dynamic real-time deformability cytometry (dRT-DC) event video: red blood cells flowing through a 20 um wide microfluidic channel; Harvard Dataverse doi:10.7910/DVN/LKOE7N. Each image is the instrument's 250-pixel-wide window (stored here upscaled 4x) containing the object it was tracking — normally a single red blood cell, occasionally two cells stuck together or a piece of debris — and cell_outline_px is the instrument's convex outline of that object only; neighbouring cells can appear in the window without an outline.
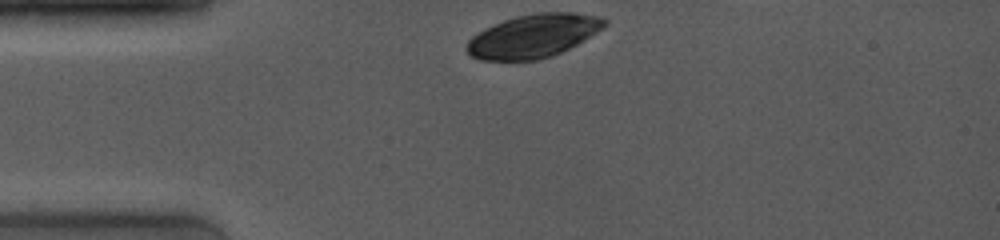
{"species": "common noctule bat (a hibernating species)", "species_latin": "Nyctalus noctula", "temperature_condition": "room temperature", "stored_images_in_passage": 29, "camera_frame_rate_fps": 4000, "um_per_image_px": 0.085, "animal": {"sex": "female", "body_mass_g": 19.0, "forearm_length_mm": 53.3}, "frame": {"image": 1, "passage_image": 1, "time_ms": 0.0, "image_size_px": [1000, 240], "cell_outline_px": [[608, 24], [604, 28], [584, 40], [552, 56], [536, 60], [480, 60], [472, 56], [464, 48], [468, 40], [472, 36], [504, 20], [516, 16], [536, 12], [572, 12], [600, 16], [608, 20]], "centroid_in_image_um": [45.37, 3.05], "position_along_channel_um": 39.6, "area_um2": 34.68}}
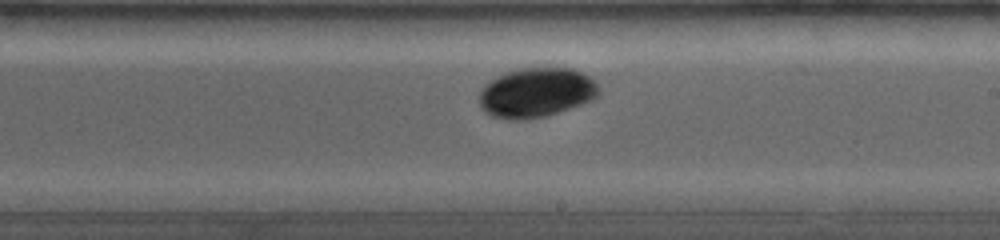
{"frame": {"image": 2, "passage_image": 19, "time_ms": 6.0, "image_size_px": [1000, 240], "cell_outline_px": [[600, 92], [592, 100], [544, 116], [528, 120], [504, 120], [492, 116], [484, 112], [480, 104], [480, 92], [484, 84], [496, 76], [504, 72], [520, 68], [572, 68], [584, 72], [592, 76], [600, 88]], "centroid_in_image_um": [45.58, 7.86], "position_along_channel_um": 243.4, "area_um2": 34.91}}